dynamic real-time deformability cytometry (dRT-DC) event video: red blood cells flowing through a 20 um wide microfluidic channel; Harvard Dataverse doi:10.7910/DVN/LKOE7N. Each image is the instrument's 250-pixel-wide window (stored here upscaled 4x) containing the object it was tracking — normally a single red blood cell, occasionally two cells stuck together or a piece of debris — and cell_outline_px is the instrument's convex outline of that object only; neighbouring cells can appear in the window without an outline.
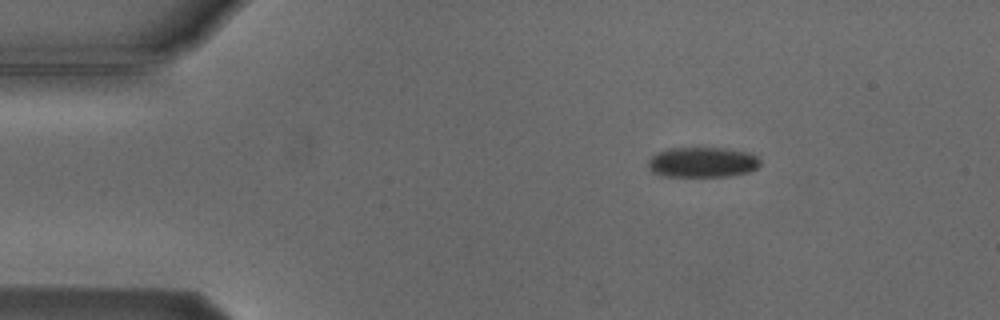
{"species": "Egyptian fruit bat (a non-hibernating species)", "species_latin": "Rousettus aegyptiacus", "temperature_condition": "cold", "stored_images_in_passage": 3, "camera_frame_rate_fps": 3000, "um_per_image_px": 0.085, "animal": {"sex": "male"}, "frame": {"image": 1, "passage_image": 1, "time_ms": 0.0, "image_size_px": [1000, 320], "cell_outline_px": [[760, 164], [756, 168], [748, 172], [728, 176], [660, 176], [652, 172], [648, 168], [648, 160], [656, 152], [668, 148], [728, 148], [748, 152], [756, 156], [760, 160]], "centroid_in_image_um": [59.67, 13.78], "position_along_channel_um": 25.3, "area_um2": 19.88}}